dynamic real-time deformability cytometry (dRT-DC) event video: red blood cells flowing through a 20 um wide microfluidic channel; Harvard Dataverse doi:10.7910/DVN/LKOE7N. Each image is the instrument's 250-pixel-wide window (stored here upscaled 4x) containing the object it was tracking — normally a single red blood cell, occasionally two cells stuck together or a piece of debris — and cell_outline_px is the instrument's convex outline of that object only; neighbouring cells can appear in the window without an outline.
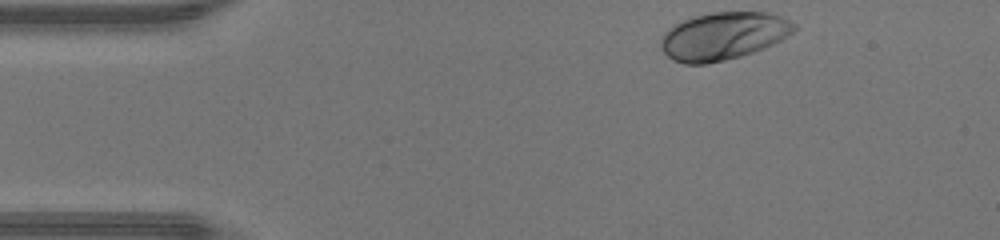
{"species": "human", "species_latin": "Homo sapiens", "temperature_condition": "warm", "stored_images_in_passage": 33, "camera_frame_rate_fps": 3000, "um_per_image_px": 0.085, "donor": {"sex": "male"}, "frame": {"image": 1, "passage_image": 1, "time_ms": 0.0, "image_size_px": [1000, 240], "cell_outline_px": [[796, 28], [792, 32], [780, 40], [764, 48], [740, 56], [724, 60], [704, 64], [684, 64], [672, 60], [660, 48], [660, 40], [664, 32], [668, 28], [680, 20], [692, 16], [712, 12], [768, 12], [780, 16], [796, 24]], "centroid_in_image_um": [61.43, 3.05], "position_along_channel_um": 23.6, "area_um2": 37.11}}
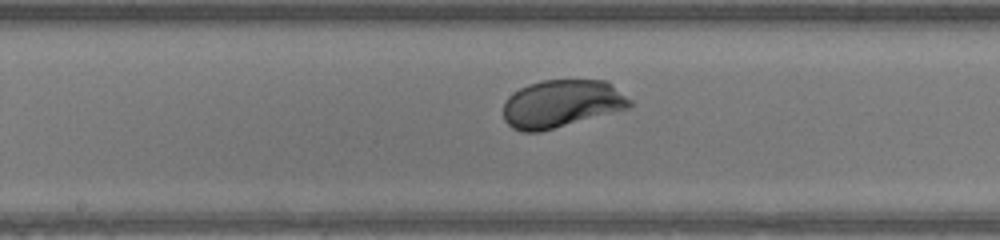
{"frame": {"image": 2, "passage_image": 18, "time_ms": 5.667, "image_size_px": [1000, 240], "cell_outline_px": [[632, 104], [628, 108], [540, 132], [520, 132], [512, 128], [504, 120], [504, 100], [512, 92], [528, 84], [540, 80], [608, 80], [632, 100]], "centroid_in_image_um": [47.71, 8.8], "position_along_channel_um": 200.5, "area_um2": 35.37}}
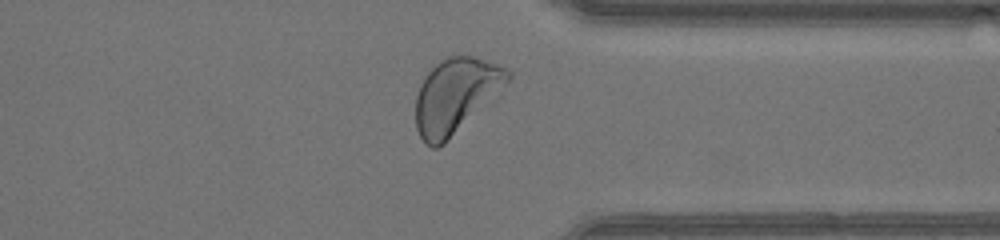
{"frame": {"image": 3, "passage_image": 30, "time_ms": 9.667, "image_size_px": [1000, 240], "cell_outline_px": [[512, 76], [444, 144], [436, 148], [432, 148], [420, 136], [416, 128], [416, 96], [420, 84], [424, 76], [440, 60], [448, 56], [472, 56], [496, 64], [512, 72]], "centroid_in_image_um": [38.66, 8.11], "position_along_channel_um": 372.7, "area_um2": 38.78}, "authors_computed_cell_mechanics": {"area_um2": 35.1424, "velocity_mm_per_s": 4.4054, "shape_relaxation_time_tau1_ms": 1.2847, "shape_relaxation_time_tau2_ms": null, "deformation_change_tau1": 0.1149, "deformation_change_tau2": null}}